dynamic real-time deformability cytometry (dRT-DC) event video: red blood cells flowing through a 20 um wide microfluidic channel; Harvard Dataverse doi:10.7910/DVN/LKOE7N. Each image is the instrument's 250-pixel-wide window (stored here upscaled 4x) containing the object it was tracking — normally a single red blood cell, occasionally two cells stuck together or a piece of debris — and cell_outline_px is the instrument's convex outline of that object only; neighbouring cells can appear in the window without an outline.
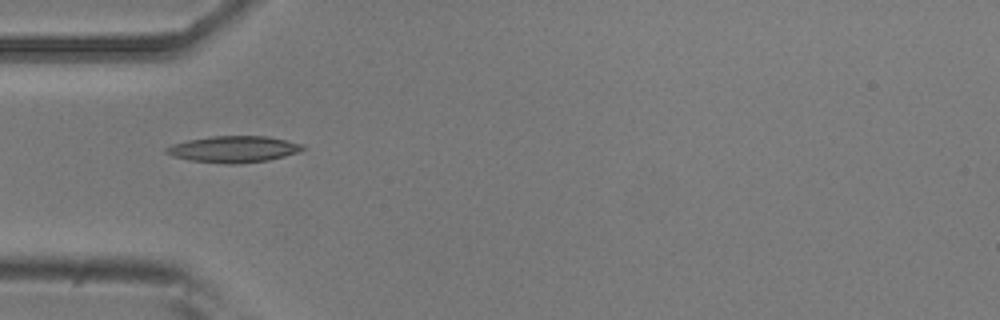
{"species": "common noctule bat (a hibernating species)", "species_latin": "Nyctalus noctula", "temperature_condition": "room temperature", "stored_images_in_passage": 7, "camera_frame_rate_fps": 3000, "um_per_image_px": 0.085, "animal": {"sex": "male", "body_mass_g": 20.5, "forearm_length_mm": 52.5}, "frame": {"image": 1, "passage_image": 4, "time_ms": 1.0, "image_size_px": [1000, 320], "cell_outline_px": [[304, 148], [300, 152], [268, 160], [236, 164], [224, 164], [188, 160], [172, 156], [164, 152], [164, 148], [172, 144], [188, 140], [212, 136], [268, 136], [288, 140], [304, 144]], "centroid_in_image_um": [19.85, 12.68], "position_along_channel_um": 65.1, "area_um2": 21.21}}
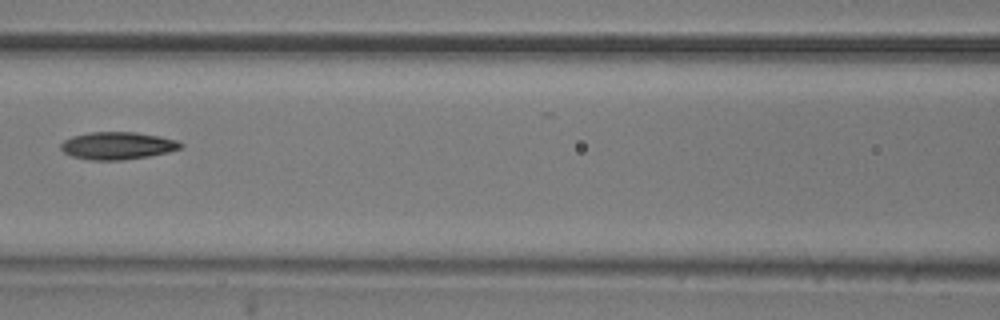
{"frame": {"image": 2, "passage_image": 6, "time_ms": 1.667, "image_size_px": [1000, 320], "cell_outline_px": [[184, 144], [180, 148], [168, 152], [148, 156], [124, 160], [88, 160], [72, 156], [64, 152], [60, 148], [60, 144], [64, 140], [72, 136], [88, 132], [136, 132], [160, 136], [176, 140]], "centroid_in_image_um": [9.97, 12.38], "position_along_channel_um": 156.6, "area_um2": 19.25}}
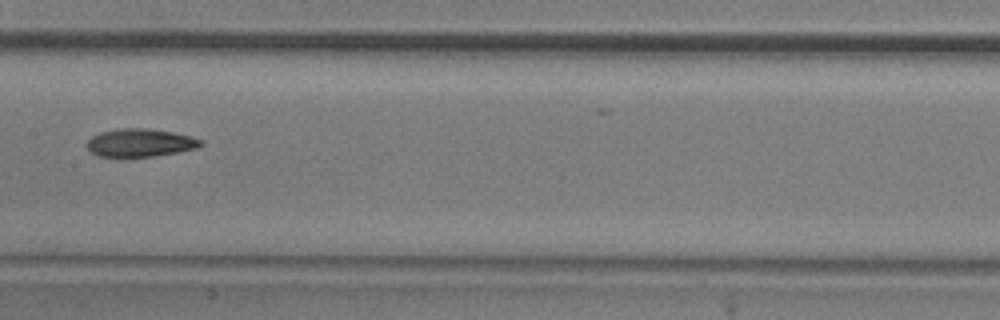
{"frame": {"image": 3, "passage_image": 7, "time_ms": 2.0, "image_size_px": [1000, 320], "cell_outline_px": [[204, 144], [200, 148], [152, 156], [100, 156], [92, 152], [88, 148], [88, 140], [92, 136], [100, 132], [120, 128], [148, 128], [172, 132], [192, 136], [204, 140]], "centroid_in_image_um": [11.99, 12.12], "position_along_channel_um": 195.4, "area_um2": 18.5}}